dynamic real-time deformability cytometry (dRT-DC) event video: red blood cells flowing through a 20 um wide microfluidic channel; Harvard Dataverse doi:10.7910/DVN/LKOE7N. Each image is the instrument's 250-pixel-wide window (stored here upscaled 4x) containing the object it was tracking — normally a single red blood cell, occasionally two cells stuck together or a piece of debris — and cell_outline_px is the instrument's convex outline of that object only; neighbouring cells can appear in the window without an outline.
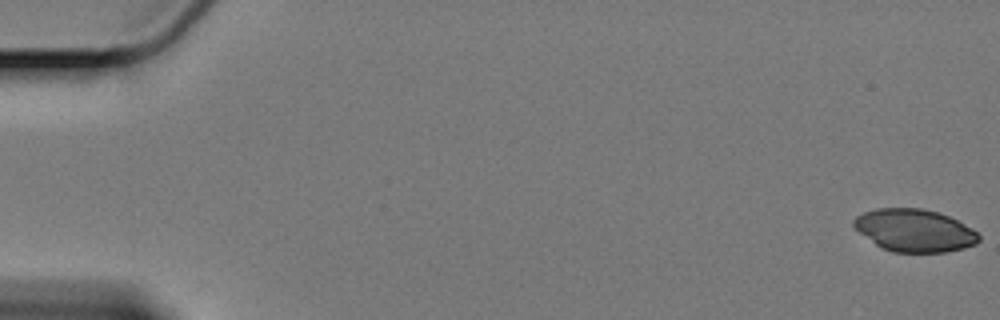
{"species": "Egyptian fruit bat (a non-hibernating species)", "species_latin": "Rousettus aegyptiacus", "temperature_condition": "cold", "stored_images_in_passage": 60, "camera_frame_rate_fps": 3000, "um_per_image_px": 0.085, "animal": {"sex": "female"}, "frame": {"image": 1, "passage_image": 1, "time_ms": 0.0, "image_size_px": [1000, 320], "cell_outline_px": [[980, 240], [976, 244], [964, 248], [944, 252], [892, 252], [880, 248], [860, 232], [852, 224], [852, 220], [856, 216], [864, 212], [876, 208], [920, 208], [936, 212], [948, 216], [972, 228], [980, 236]], "centroid_in_image_um": [77.72, 19.59], "position_along_channel_um": 7.3, "area_um2": 30.92}}
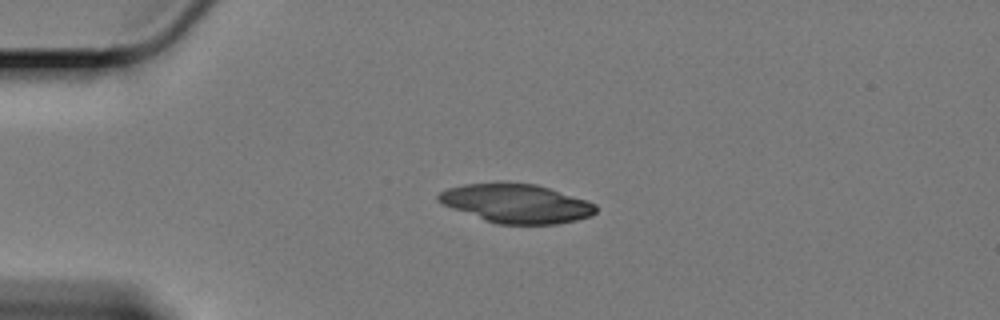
{"frame": {"image": 2, "passage_image": 15, "time_ms": 4.667, "image_size_px": [1000, 320], "cell_outline_px": [[596, 212], [588, 216], [576, 220], [556, 224], [496, 224], [484, 220], [440, 204], [436, 200], [436, 196], [440, 192], [448, 188], [464, 184], [536, 184], [588, 200], [596, 204]], "centroid_in_image_um": [43.87, 17.31], "position_along_channel_um": 41.1, "area_um2": 35.32}}